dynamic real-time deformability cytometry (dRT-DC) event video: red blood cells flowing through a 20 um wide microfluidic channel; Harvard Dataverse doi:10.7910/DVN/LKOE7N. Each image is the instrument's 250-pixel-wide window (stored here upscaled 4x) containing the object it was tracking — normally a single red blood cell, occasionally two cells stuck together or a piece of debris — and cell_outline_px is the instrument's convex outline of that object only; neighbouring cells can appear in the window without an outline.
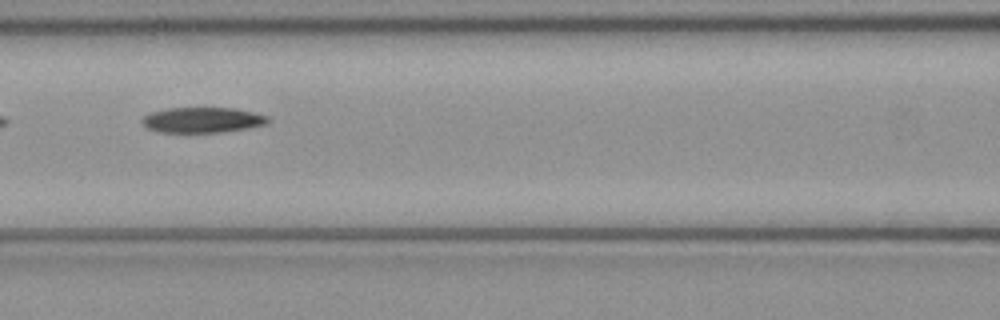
{"species": "common noctule bat (a hibernating species)", "species_latin": "Nyctalus noctula", "temperature_condition": "cold", "stored_images_in_passage": 6, "camera_frame_rate_fps": 3000, "um_per_image_px": 0.085, "animal": {"sex": "female", "body_mass_g": 21.9}, "frame": {"image": 1, "passage_image": 6, "time_ms": 1.667, "image_size_px": [1000, 320], "cell_outline_px": [[268, 120], [264, 124], [248, 128], [220, 132], [156, 132], [148, 128], [140, 120], [144, 116], [152, 112], [168, 108], [236, 108], [268, 116]], "centroid_in_image_um": [17.18, 10.2], "position_along_channel_um": 149.4, "area_um2": 18.44}}